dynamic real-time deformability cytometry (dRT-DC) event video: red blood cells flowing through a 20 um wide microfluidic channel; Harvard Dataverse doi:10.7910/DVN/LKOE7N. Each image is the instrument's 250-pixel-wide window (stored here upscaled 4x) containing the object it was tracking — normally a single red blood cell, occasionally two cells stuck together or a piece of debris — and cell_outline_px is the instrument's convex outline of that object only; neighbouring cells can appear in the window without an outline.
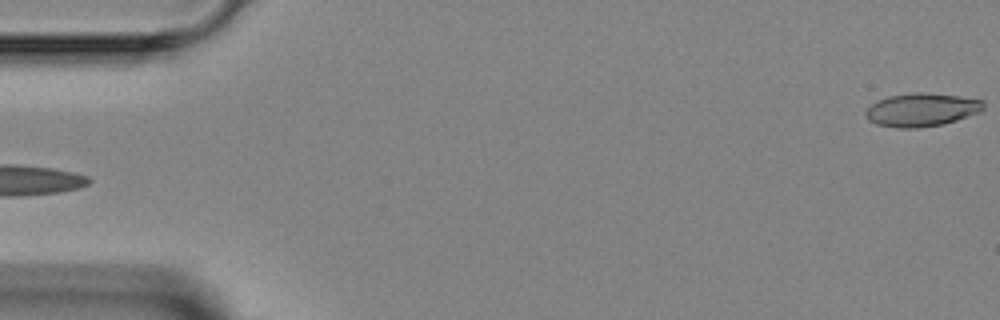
{"species": "Egyptian fruit bat (a non-hibernating species)", "species_latin": "Rousettus aegyptiacus", "temperature_condition": "room temperature", "stored_images_in_passage": 5, "segment_of_instrument_passage": [2, 2], "camera_frame_rate_fps": 3000, "um_per_image_px": 0.085, "animal": {"sex": "female"}, "frame": {"image": 1, "passage_image": 5, "time_ms": 4.667, "image_size_px": [1000, 320], "cell_outline_px": [[984, 108], [980, 112], [944, 124], [920, 128], [896, 128], [876, 124], [868, 120], [864, 116], [864, 112], [876, 100], [888, 96], [912, 92], [924, 92], [960, 96], [984, 100]], "centroid_in_image_um": [78.32, 9.33], "position_along_channel_um": 6.7, "area_um2": 23.18}}